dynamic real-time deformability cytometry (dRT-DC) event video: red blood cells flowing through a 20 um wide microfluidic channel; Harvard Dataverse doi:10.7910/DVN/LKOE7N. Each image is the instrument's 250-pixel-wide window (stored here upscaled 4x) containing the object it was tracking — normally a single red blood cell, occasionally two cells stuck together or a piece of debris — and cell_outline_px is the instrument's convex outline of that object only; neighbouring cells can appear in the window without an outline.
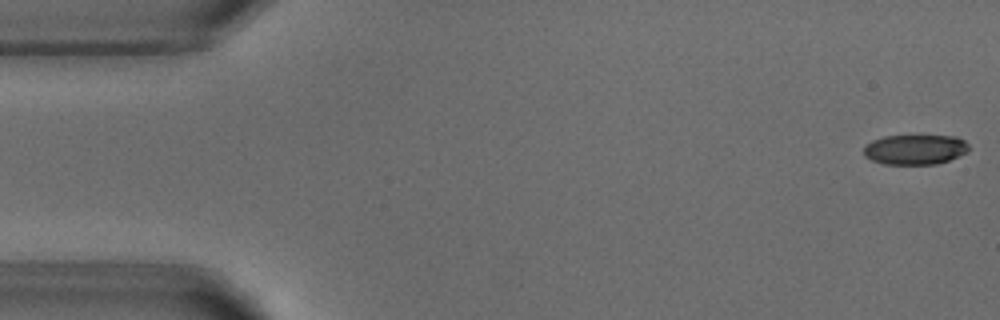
{"species": "common noctule bat (a hibernating species)", "species_latin": "Nyctalus noctula", "temperature_condition": "warm", "stored_images_in_passage": 52, "camera_frame_rate_fps": 3000, "um_per_image_px": 0.085, "animal": {"sex": "male", "body_mass_g": 18.8}, "frame": {"image": 1, "passage_image": 1, "time_ms": 0.0, "image_size_px": [1000, 320], "cell_outline_px": [[968, 152], [948, 160], [936, 164], [884, 164], [872, 160], [864, 156], [864, 144], [872, 140], [884, 136], [956, 136], [964, 140], [968, 144]], "centroid_in_image_um": [77.76, 12.7], "position_along_channel_um": 7.2, "area_um2": 18.38}}
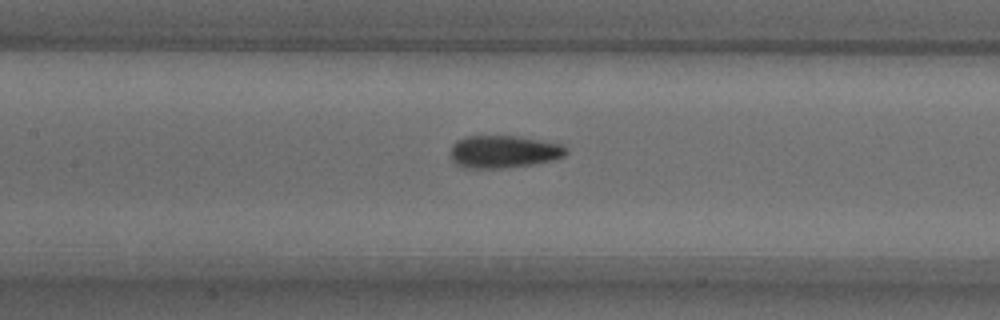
{"frame": {"image": 2, "passage_image": 23, "time_ms": 7.333, "image_size_px": [1000, 320], "cell_outline_px": [[568, 152], [564, 156], [552, 160], [532, 164], [504, 168], [464, 168], [456, 164], [452, 160], [452, 144], [456, 140], [464, 136], [516, 136], [540, 140], [560, 144], [568, 148]], "centroid_in_image_um": [42.8, 12.89], "position_along_channel_um": 164.6, "area_um2": 21.91}}
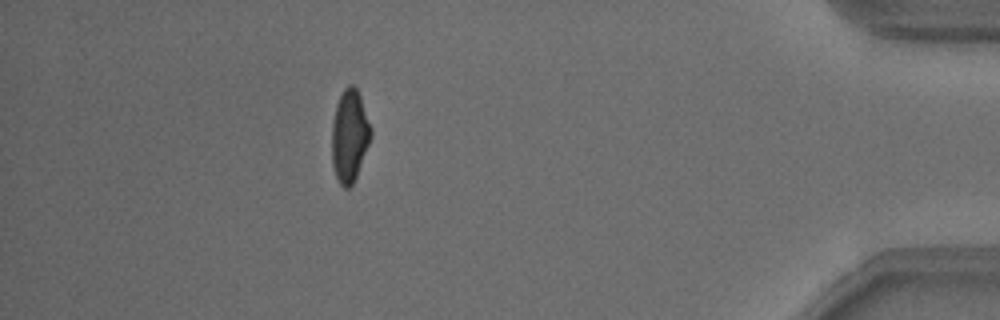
{"frame": {"image": 3, "passage_image": 46, "time_ms": 15.0, "image_size_px": [1000, 320], "cell_outline_px": [[372, 136], [356, 176], [352, 184], [348, 188], [344, 188], [340, 184], [336, 176], [332, 164], [332, 120], [336, 104], [344, 88], [348, 84], [352, 84], [356, 88], [360, 96], [372, 128]], "centroid_in_image_um": [29.71, 11.53], "position_along_channel_um": 405.5, "area_um2": 20.98}, "authors_computed_cell_mechanics": {"area_um2": 21.097, "velocity_mm_per_s": 3.8515, "shape_relaxation_time_tau1_ms": 3.344, "shape_relaxation_time_tau2_ms": 1.9576, "deformation_change_tau1": 0.1489, "deformation_change_tau2": 0.0773}}